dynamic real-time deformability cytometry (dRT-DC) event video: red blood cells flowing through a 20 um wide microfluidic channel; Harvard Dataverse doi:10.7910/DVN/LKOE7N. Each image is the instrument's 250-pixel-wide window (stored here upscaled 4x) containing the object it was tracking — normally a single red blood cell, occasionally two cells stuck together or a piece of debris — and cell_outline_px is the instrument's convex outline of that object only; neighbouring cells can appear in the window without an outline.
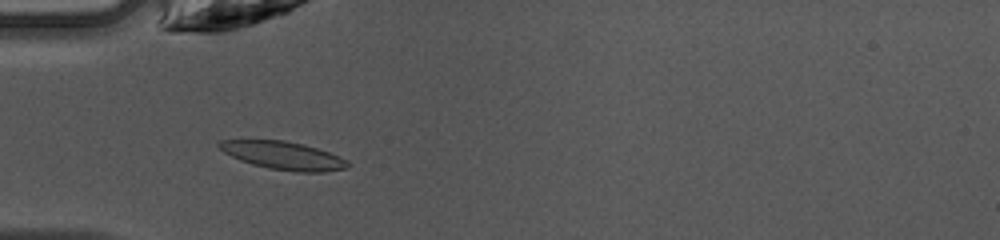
{"species": "common noctule bat (a hibernating species)", "species_latin": "Nyctalus noctula", "temperature_condition": "warm", "stored_images_in_passage": 47, "camera_frame_rate_fps": 3000, "um_per_image_px": 0.085, "animal": {"sex": "female", "body_mass_g": 10.0, "forearm_length_mm": 53.1}, "frame": {"image": 1, "passage_image": 15, "time_ms": 4.667, "image_size_px": [1000, 240], "cell_outline_px": [[348, 164], [344, 168], [324, 172], [296, 172], [268, 168], [252, 164], [240, 160], [224, 152], [216, 144], [220, 140], [284, 140], [304, 144], [340, 156], [348, 160]], "centroid_in_image_um": [24.07, 13.21], "position_along_channel_um": 60.9, "area_um2": 20.87}}
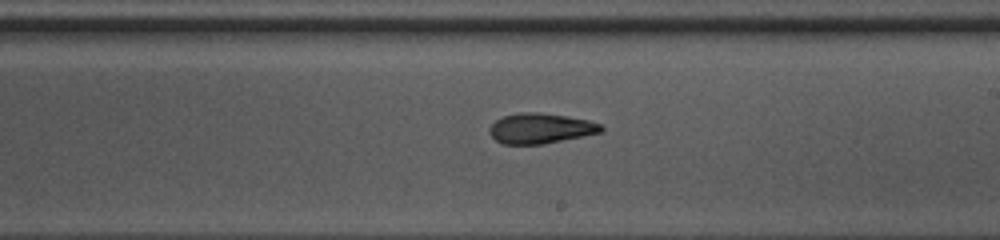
{"frame": {"image": 2, "passage_image": 28, "time_ms": 9.0, "image_size_px": [1000, 240], "cell_outline_px": [[604, 132], [544, 144], [504, 144], [496, 140], [488, 132], [492, 124], [496, 120], [504, 116], [520, 112], [536, 112], [568, 116], [588, 120], [600, 124], [604, 128]], "centroid_in_image_um": [45.97, 10.91], "position_along_channel_um": 243.0, "area_um2": 19.71}}
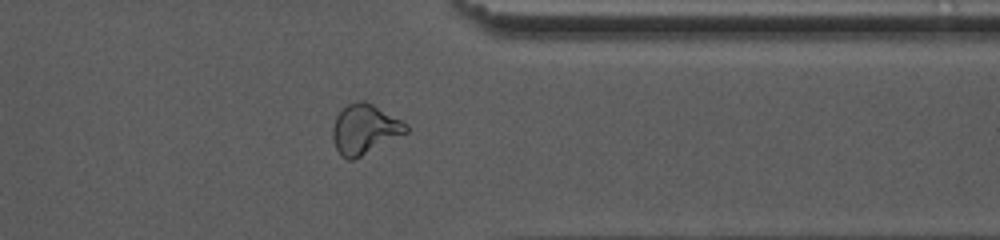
{"frame": {"image": 3, "passage_image": 38, "time_ms": 12.333, "image_size_px": [1000, 240], "cell_outline_px": [[408, 132], [352, 160], [348, 160], [340, 156], [332, 140], [332, 128], [336, 116], [348, 104], [356, 100], [364, 100], [372, 104], [408, 124]], "centroid_in_image_um": [30.97, 10.98], "position_along_channel_um": 380.4, "area_um2": 21.1}, "authors_computed_cell_mechanics": {"area_um2": 20.3456, "velocity_mm_per_s": 4.2335, "shape_relaxation_time_tau1_ms": null, "shape_relaxation_time_tau2_ms": 3.1031, "deformation_change_tau1": null, "deformation_change_tau2": 0.103}}